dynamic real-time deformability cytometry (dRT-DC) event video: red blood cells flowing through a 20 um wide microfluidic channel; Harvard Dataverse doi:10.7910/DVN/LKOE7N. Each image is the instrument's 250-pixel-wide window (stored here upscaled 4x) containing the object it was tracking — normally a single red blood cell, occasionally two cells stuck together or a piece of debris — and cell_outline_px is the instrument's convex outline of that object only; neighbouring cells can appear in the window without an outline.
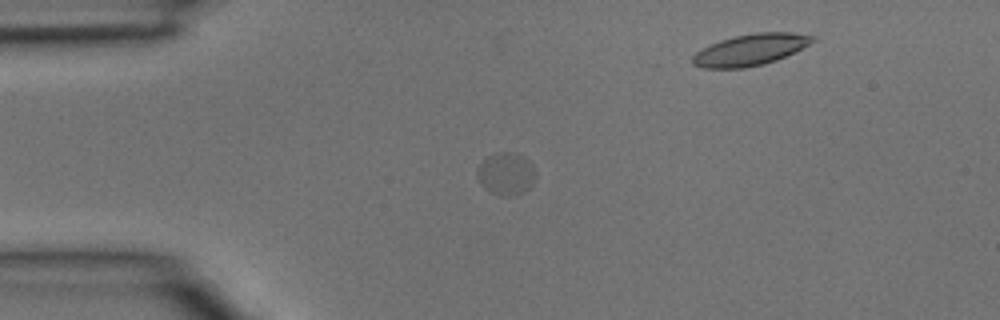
{"species": "common noctule bat (a hibernating species)", "species_latin": "Nyctalus noctula", "temperature_condition": "room temperature", "stored_images_in_passage": 4, "camera_frame_rate_fps": 3000, "um_per_image_px": 0.085, "animal": {"sex": "male", "body_mass_g": 15.6}, "frame": {"image": 1, "passage_image": 3, "time_ms": 0.667, "image_size_px": [1000, 320], "cell_outline_px": [[536, 180], [524, 192], [508, 196], [504, 196], [492, 192], [480, 180], [476, 172], [480, 164], [488, 156], [500, 152], [516, 152], [532, 164], [536, 172]], "centroid_in_image_um": [43.07, 14.75], "position_along_channel_um": 41.9, "area_um2": 14.1}}